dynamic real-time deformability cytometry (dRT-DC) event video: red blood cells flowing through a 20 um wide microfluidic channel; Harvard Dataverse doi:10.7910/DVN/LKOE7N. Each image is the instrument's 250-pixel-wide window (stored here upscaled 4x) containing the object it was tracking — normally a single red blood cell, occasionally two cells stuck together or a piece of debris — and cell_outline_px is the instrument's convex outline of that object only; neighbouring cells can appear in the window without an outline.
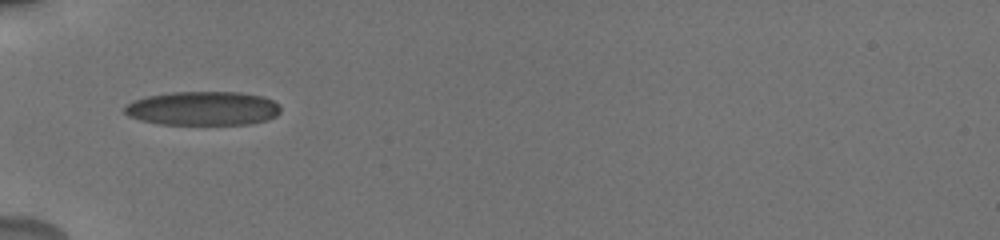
{"species": "human", "species_latin": "Homo sapiens", "temperature_condition": "cold", "stored_images_in_passage": 27, "camera_frame_rate_fps": 3000, "um_per_image_px": 0.085, "donor": {"sex": "male"}, "frame": {"image": 1, "passage_image": 1, "time_ms": 0.0, "image_size_px": [1000, 240], "cell_outline_px": [[280, 112], [276, 116], [268, 120], [252, 124], [160, 124], [140, 120], [128, 116], [124, 112], [124, 108], [128, 104], [136, 100], [148, 96], [172, 92], [240, 92], [264, 96], [280, 104]], "centroid_in_image_um": [17.3, 9.21], "position_along_channel_um": 67.7, "area_um2": 30.98}}
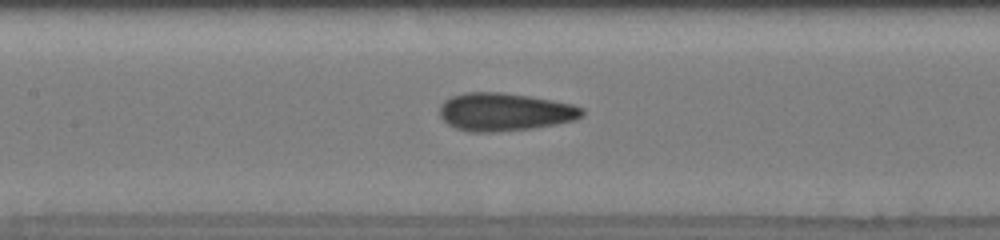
{"frame": {"image": 2, "passage_image": 7, "time_ms": 2.667, "image_size_px": [1000, 240], "cell_outline_px": [[584, 112], [576, 120], [556, 124], [532, 128], [492, 132], [468, 132], [456, 128], [448, 124], [440, 116], [440, 104], [444, 100], [452, 96], [464, 92], [504, 92], [552, 100], [572, 104], [584, 108]], "centroid_in_image_um": [42.88, 9.51], "position_along_channel_um": 164.5, "area_um2": 31.56}}
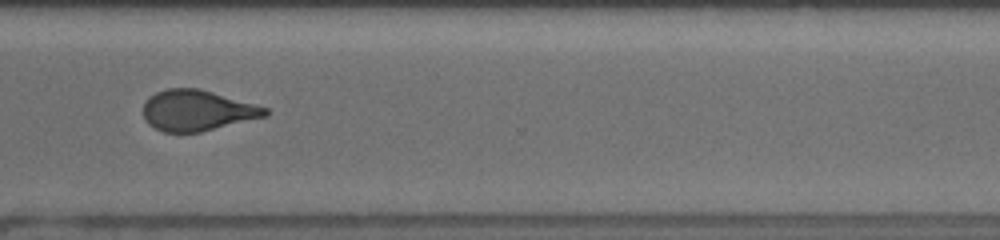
{"frame": {"image": 3, "passage_image": 18, "time_ms": 7.667, "image_size_px": [1000, 240], "cell_outline_px": [[268, 116], [200, 132], [164, 132], [148, 124], [144, 116], [144, 104], [156, 92], [168, 88], [200, 88], [268, 108]], "centroid_in_image_um": [16.78, 9.39], "position_along_channel_um": 353.8, "area_um2": 28.73}, "authors_computed_cell_mechanics": {"area_um2": 29.7092, "velocity_mm_per_s": 3.7988, "shape_relaxation_time_tau1_ms": 7.1969, "shape_relaxation_time_tau2_ms": 1.4491, "deformation_change_tau1": 0.1862, "deformation_change_tau2": 0.082}}